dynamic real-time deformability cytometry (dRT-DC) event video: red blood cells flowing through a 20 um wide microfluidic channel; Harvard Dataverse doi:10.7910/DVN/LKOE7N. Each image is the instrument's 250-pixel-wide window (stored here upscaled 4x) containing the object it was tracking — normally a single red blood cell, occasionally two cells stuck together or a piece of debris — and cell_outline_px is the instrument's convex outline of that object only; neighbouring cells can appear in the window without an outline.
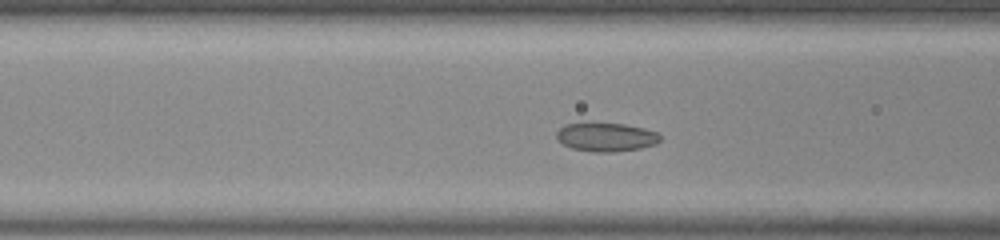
{"species": "common noctule bat (a hibernating species)", "species_latin": "Nyctalus noctula", "temperature_condition": "room temperature", "stored_images_in_passage": 49, "camera_frame_rate_fps": 3000, "um_per_image_px": 0.085, "animal": {"sex": "male", "body_mass_g": 20.0, "forearm_length_mm": 53.3}, "frame": {"image": 1, "passage_image": 17, "time_ms": 5.333, "image_size_px": [1000, 240], "cell_outline_px": [[660, 140], [656, 144], [640, 148], [616, 152], [592, 152], [572, 148], [564, 144], [556, 136], [556, 132], [564, 124], [624, 124], [644, 128], [656, 132], [660, 136]], "centroid_in_image_um": [51.54, 11.67], "position_along_channel_um": 115.1, "area_um2": 17.05}}
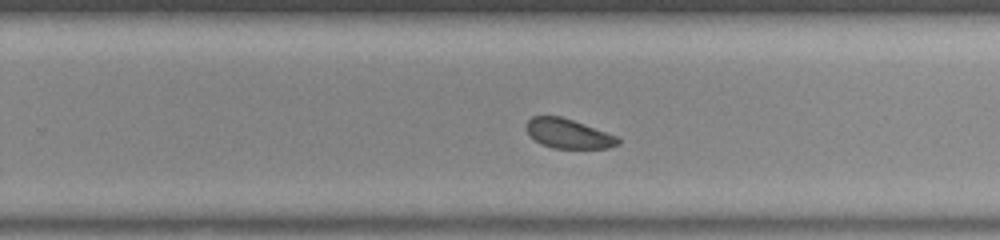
{"frame": {"image": 2, "passage_image": 30, "time_ms": 9.667, "image_size_px": [1000, 240], "cell_outline_px": [[620, 144], [608, 148], [552, 148], [540, 144], [528, 136], [524, 128], [528, 120], [532, 116], [560, 116], [572, 120], [616, 136], [620, 140]], "centroid_in_image_um": [48.23, 11.37], "position_along_channel_um": 281.6, "area_um2": 15.78}}
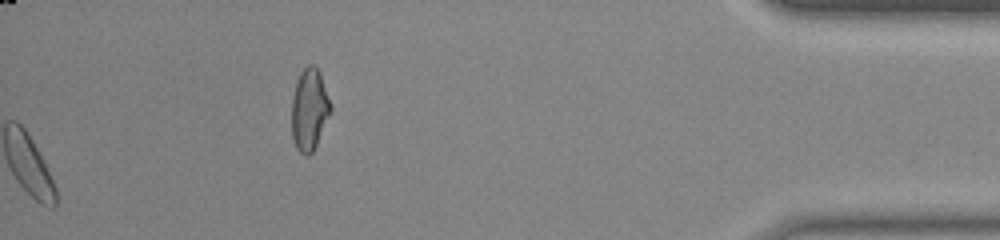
{"frame": {"image": 3, "passage_image": 49, "time_ms": 16.0, "image_size_px": [1000, 240], "cell_outline_px": [[332, 112], [312, 152], [308, 156], [304, 156], [296, 148], [292, 136], [292, 100], [296, 80], [300, 72], [308, 64], [312, 64], [320, 72], [332, 108]], "centroid_in_image_um": [26.3, 9.31], "position_along_channel_um": 408.9, "area_um2": 18.61}, "authors_computed_cell_mechanics": {"area_um2": 17.629, "velocity_mm_per_s": 3.849, "shape_relaxation_time_tau1_ms": 0.9468, "shape_relaxation_time_tau2_ms": null, "deformation_change_tau1": 0.0475, "deformation_change_tau2": null}}